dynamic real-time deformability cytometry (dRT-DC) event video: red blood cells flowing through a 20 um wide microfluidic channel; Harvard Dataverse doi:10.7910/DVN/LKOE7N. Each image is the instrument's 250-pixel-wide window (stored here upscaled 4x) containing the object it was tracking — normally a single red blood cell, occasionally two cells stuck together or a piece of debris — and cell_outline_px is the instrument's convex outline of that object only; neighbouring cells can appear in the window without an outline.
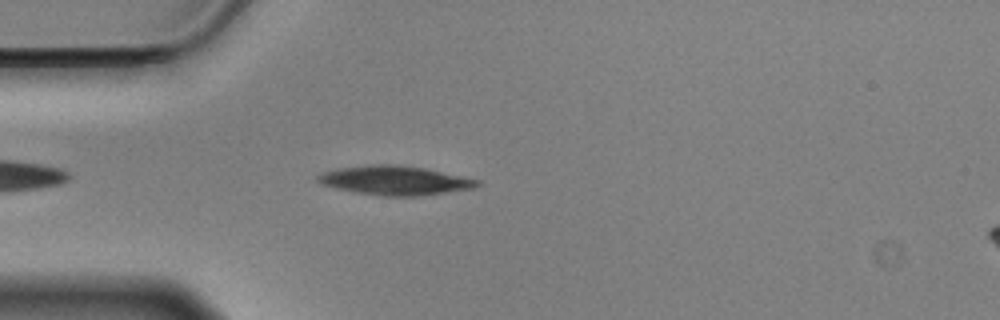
{"species": "Egyptian fruit bat (a non-hibernating species)", "species_latin": "Rousettus aegyptiacus", "temperature_condition": "cold", "stored_images_in_passage": 45, "camera_frame_rate_fps": 3000, "um_per_image_px": 0.085, "animal": {"sex": "male"}, "frame": {"image": 1, "passage_image": 4, "time_ms": 1.0, "image_size_px": [1000, 320], "cell_outline_px": [[484, 184], [476, 188], [448, 192], [416, 196], [384, 196], [356, 192], [336, 188], [324, 184], [316, 180], [316, 176], [324, 172], [340, 168], [372, 164], [392, 164], [424, 168], [480, 180]], "centroid_in_image_um": [33.63, 15.34], "position_along_channel_um": 51.4, "area_um2": 26.88}}
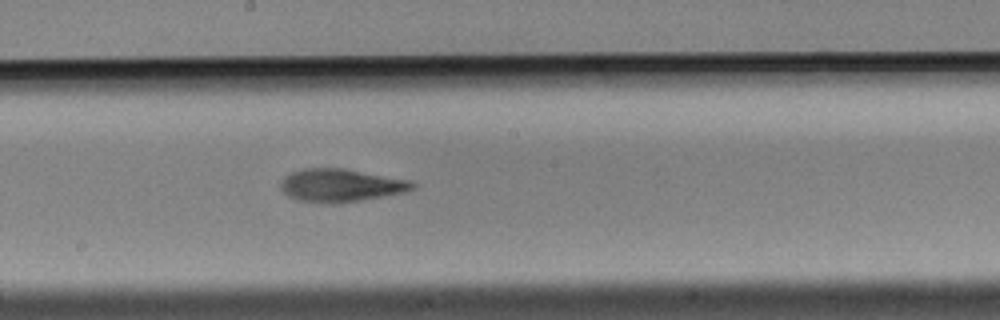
{"frame": {"image": 2, "passage_image": 19, "time_ms": 6.0, "image_size_px": [1000, 320], "cell_outline_px": [[416, 188], [404, 192], [332, 204], [300, 200], [288, 196], [280, 188], [280, 184], [284, 176], [292, 172], [304, 168], [344, 168], [412, 180], [416, 184]], "centroid_in_image_um": [28.97, 15.73], "position_along_channel_um": 219.2, "area_um2": 25.14}}
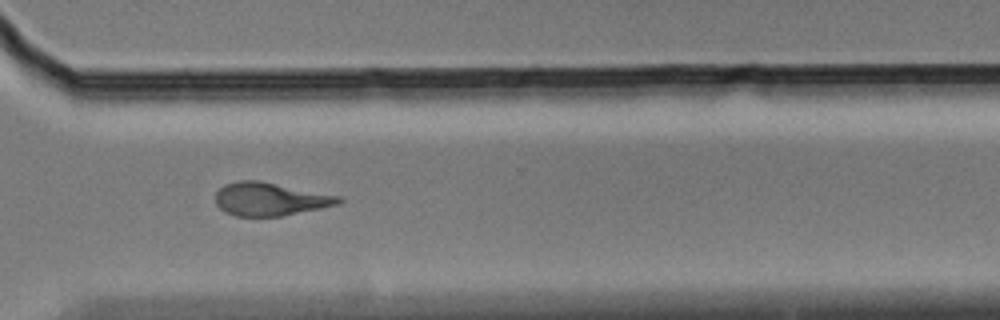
{"frame": {"image": 3, "passage_image": 30, "time_ms": 9.667, "image_size_px": [1000, 320], "cell_outline_px": [[344, 200], [340, 204], [280, 216], [236, 216], [224, 212], [216, 204], [216, 192], [224, 184], [236, 180], [260, 180], [340, 196]], "centroid_in_image_um": [22.94, 16.91], "position_along_channel_um": 347.7, "area_um2": 23.87}, "authors_computed_cell_mechanics": {"area_um2": 24.6806, "velocity_mm_per_s": 3.5188, "shape_relaxation_time_tau1_ms": 4.2192, "shape_relaxation_time_tau2_ms": 3.9908, "deformation_change_tau1": 0.1576, "deformation_change_tau2": 0.1257}}